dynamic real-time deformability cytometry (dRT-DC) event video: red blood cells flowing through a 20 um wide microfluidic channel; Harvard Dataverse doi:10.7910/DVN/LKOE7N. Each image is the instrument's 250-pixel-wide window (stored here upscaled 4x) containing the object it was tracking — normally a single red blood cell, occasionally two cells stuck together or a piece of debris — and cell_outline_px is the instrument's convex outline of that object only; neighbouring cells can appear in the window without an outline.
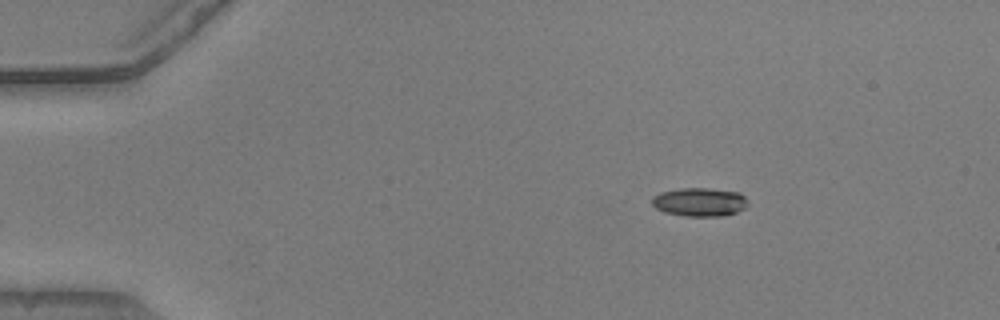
{"species": "common noctule bat (a hibernating species)", "species_latin": "Nyctalus noctula", "temperature_condition": "warm", "stored_images_in_passage": 38, "camera_frame_rate_fps": 3000, "um_per_image_px": 0.085, "animal": {"sex": "male", "body_mass_g": 20.5, "forearm_length_mm": 52.5}, "frame": {"image": 1, "passage_image": 1, "time_ms": 0.0, "image_size_px": [1000, 320], "cell_outline_px": [[748, 204], [744, 208], [736, 212], [724, 216], [684, 216], [664, 212], [656, 208], [652, 204], [652, 196], [660, 192], [680, 188], [708, 188], [740, 192], [744, 196]], "centroid_in_image_um": [59.45, 17.17], "position_along_channel_um": 25.5, "area_um2": 16.07}}
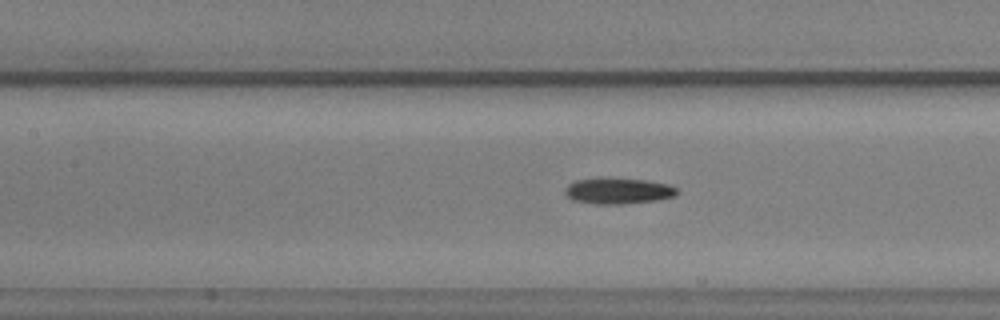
{"frame": {"image": 2, "passage_image": 17, "time_ms": 5.333, "image_size_px": [1000, 320], "cell_outline_px": [[680, 192], [676, 196], [656, 200], [624, 204], [596, 204], [572, 200], [564, 192], [564, 188], [568, 184], [576, 180], [596, 176], [600, 176], [648, 180], [668, 184], [676, 188]], "centroid_in_image_um": [52.52, 16.2], "position_along_channel_um": 154.9, "area_um2": 17.57}}
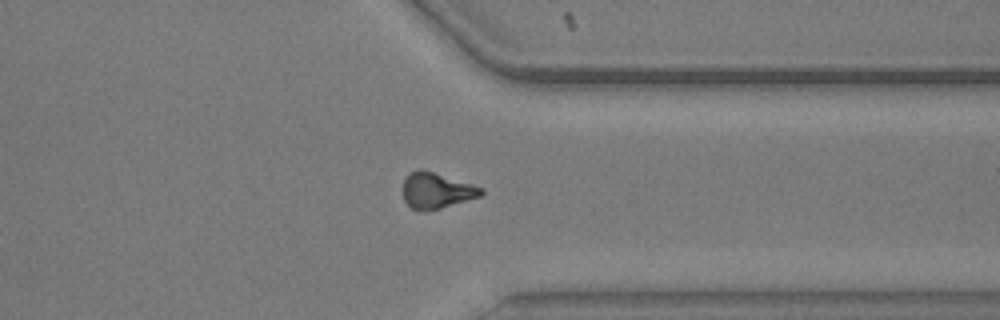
{"frame": {"image": 3, "passage_image": 34, "time_ms": 11.0, "image_size_px": [1000, 320], "cell_outline_px": [[484, 192], [480, 196], [440, 208], [424, 212], [412, 208], [404, 200], [404, 180], [408, 172], [420, 168], [484, 188]], "centroid_in_image_um": [37.08, 16.19], "position_along_channel_um": 374.3, "area_um2": 16.13}, "authors_computed_cell_mechanics": {"area_um2": 16.4441, "velocity_mm_per_s": 3.9065, "shape_relaxation_time_tau1_ms": 3.2004, "shape_relaxation_time_tau2_ms": 7.5578, "deformation_change_tau1": 0.1272, "deformation_change_tau2": 0.1918}}